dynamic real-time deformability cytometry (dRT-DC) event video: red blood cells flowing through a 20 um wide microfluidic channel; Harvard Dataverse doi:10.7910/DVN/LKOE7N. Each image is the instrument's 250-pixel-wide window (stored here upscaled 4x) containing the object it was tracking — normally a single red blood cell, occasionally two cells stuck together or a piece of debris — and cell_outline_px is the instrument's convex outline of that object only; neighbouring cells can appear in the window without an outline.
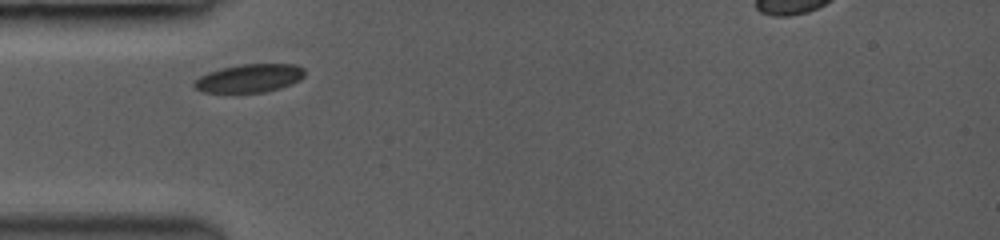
{"species": "common noctule bat (a hibernating species)", "species_latin": "Nyctalus noctula", "temperature_condition": "room temperature", "stored_images_in_passage": 4, "camera_frame_rate_fps": 3000, "um_per_image_px": 0.085, "animal": {"sex": "female", "body_mass_g": 19.0, "forearm_length_mm": 53.3}, "frame": {"image": 1, "passage_image": 1, "time_ms": 0.0, "image_size_px": [1000, 240], "cell_outline_px": [[304, 76], [300, 80], [280, 88], [264, 92], [204, 92], [196, 88], [192, 84], [200, 76], [208, 72], [220, 68], [240, 64], [296, 64], [304, 68]], "centroid_in_image_um": [21.21, 6.64], "position_along_channel_um": 63.8, "area_um2": 18.15}}
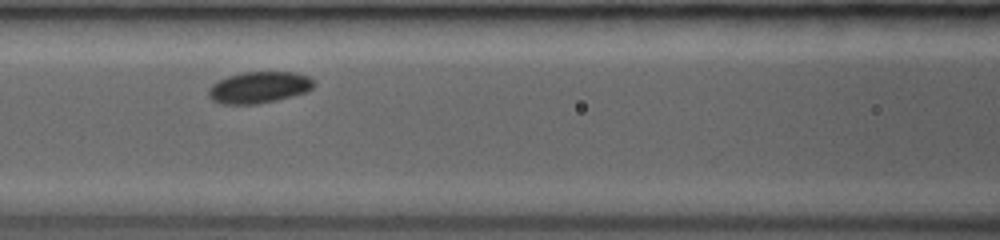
{"frame": {"image": 2, "passage_image": 3, "time_ms": 2.0, "image_size_px": [1000, 240], "cell_outline_px": [[316, 84], [308, 92], [276, 100], [256, 104], [220, 104], [212, 100], [208, 96], [208, 88], [216, 80], [228, 76], [244, 72], [296, 72], [308, 76], [316, 80]], "centroid_in_image_um": [22.03, 7.42], "position_along_channel_um": 144.6, "area_um2": 19.65}}